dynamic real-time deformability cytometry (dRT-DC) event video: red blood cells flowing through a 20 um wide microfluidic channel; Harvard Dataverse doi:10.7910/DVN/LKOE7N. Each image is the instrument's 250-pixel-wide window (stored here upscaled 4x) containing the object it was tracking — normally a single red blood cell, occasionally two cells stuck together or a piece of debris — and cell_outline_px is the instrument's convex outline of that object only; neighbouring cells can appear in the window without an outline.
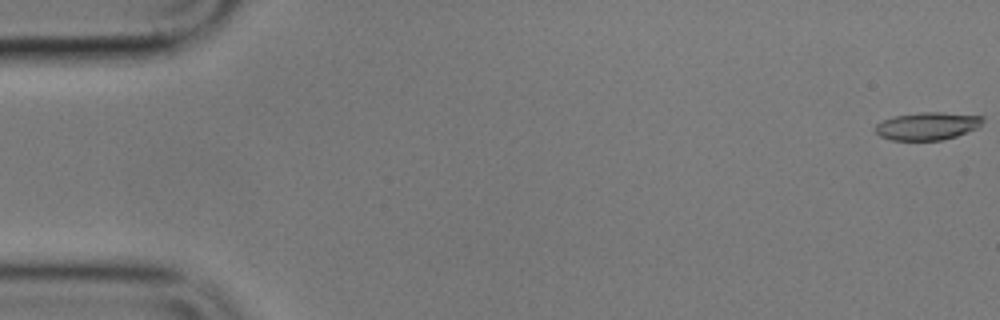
{"species": "common noctule bat (a hibernating species)", "species_latin": "Nyctalus noctula", "temperature_condition": "cold", "stored_images_in_passage": 9, "camera_frame_rate_fps": 3000, "um_per_image_px": 0.085, "animal": {"sex": "male", "body_mass_g": 17.9}, "frame": {"image": 1, "passage_image": 1, "time_ms": 0.0, "image_size_px": [1000, 320], "cell_outline_px": [[984, 120], [976, 128], [956, 136], [940, 140], [892, 140], [880, 136], [876, 132], [876, 124], [884, 120], [896, 116], [920, 112], [944, 112], [984, 116]], "centroid_in_image_um": [78.84, 10.7], "position_along_channel_um": 6.2, "area_um2": 17.17}}
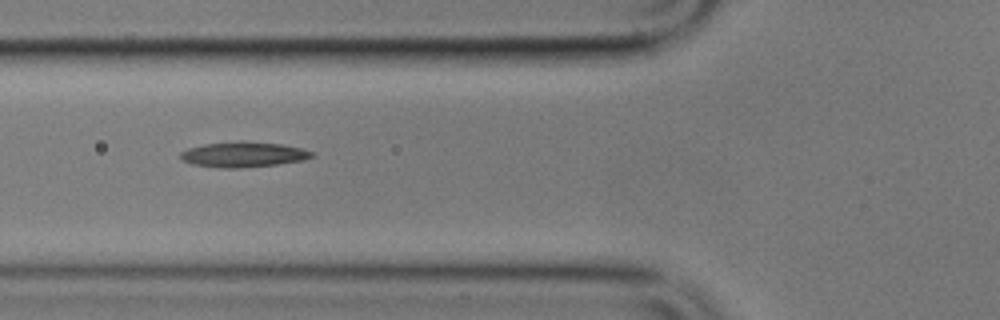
{"frame": {"image": 2, "passage_image": 7, "time_ms": 7.0, "image_size_px": [1000, 320], "cell_outline_px": [[316, 156], [304, 160], [276, 164], [240, 168], [220, 168], [192, 164], [180, 160], [180, 152], [188, 148], [204, 144], [240, 140], [280, 144], [300, 148], [312, 152]], "centroid_in_image_um": [20.65, 13.13], "position_along_channel_um": 105.2, "area_um2": 19.48}}
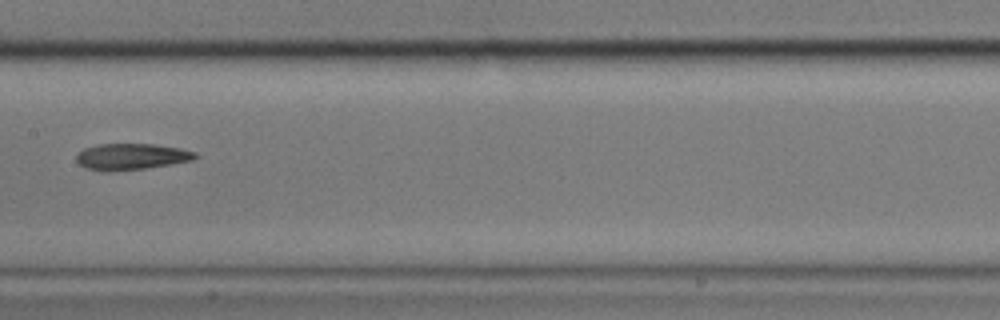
{"frame": {"image": 3, "passage_image": 9, "time_ms": 9.667, "image_size_px": [1000, 320], "cell_outline_px": [[200, 156], [192, 160], [144, 168], [108, 172], [100, 172], [84, 168], [76, 160], [76, 156], [84, 148], [100, 144], [152, 144], [180, 148], [196, 152]], "centroid_in_image_um": [11.14, 13.32], "position_along_channel_um": 196.3, "area_um2": 18.21}}